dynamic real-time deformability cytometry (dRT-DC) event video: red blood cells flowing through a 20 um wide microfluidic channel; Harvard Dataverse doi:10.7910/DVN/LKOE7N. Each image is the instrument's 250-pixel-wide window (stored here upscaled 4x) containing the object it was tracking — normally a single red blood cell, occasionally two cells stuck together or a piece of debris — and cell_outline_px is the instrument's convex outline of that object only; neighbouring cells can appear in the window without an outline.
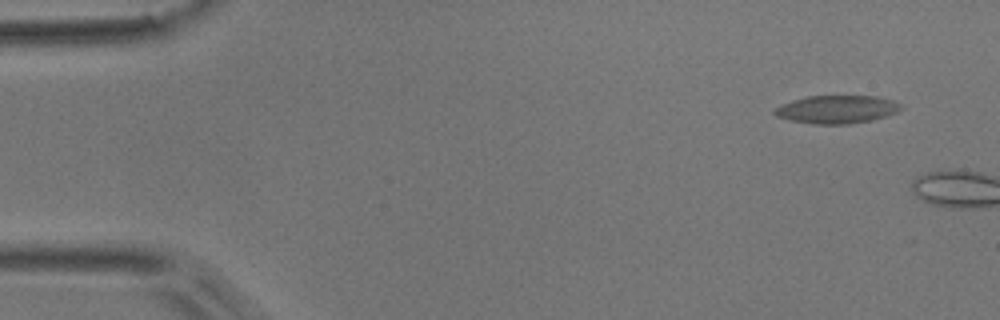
{"species": "common noctule bat (a hibernating species)", "species_latin": "Nyctalus noctula", "temperature_condition": "room temperature", "stored_images_in_passage": 2, "camera_frame_rate_fps": 3000, "um_per_image_px": 0.085, "animal": {"sex": "male", "body_mass_g": 17.9}, "frame": {"image": 1, "passage_image": 1, "time_ms": 0.0, "image_size_px": [1000, 320], "cell_outline_px": [[904, 108], [888, 116], [872, 120], [848, 124], [812, 124], [792, 120], [776, 116], [772, 112], [776, 108], [792, 100], [808, 96], [880, 96], [892, 100], [900, 104]], "centroid_in_image_um": [71.17, 9.3], "position_along_channel_um": 13.8, "area_um2": 20.63}}